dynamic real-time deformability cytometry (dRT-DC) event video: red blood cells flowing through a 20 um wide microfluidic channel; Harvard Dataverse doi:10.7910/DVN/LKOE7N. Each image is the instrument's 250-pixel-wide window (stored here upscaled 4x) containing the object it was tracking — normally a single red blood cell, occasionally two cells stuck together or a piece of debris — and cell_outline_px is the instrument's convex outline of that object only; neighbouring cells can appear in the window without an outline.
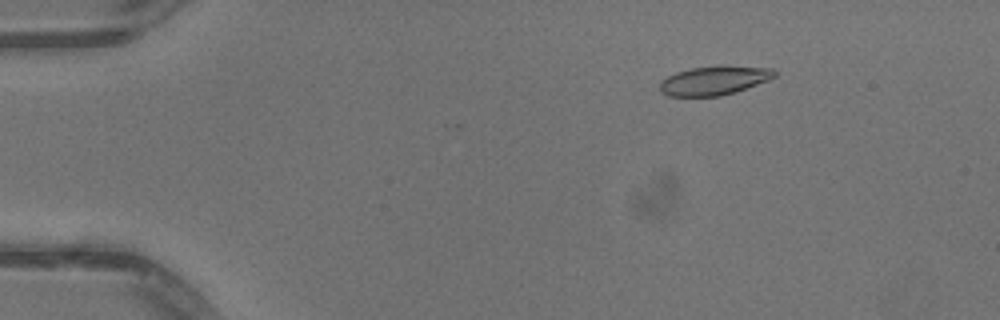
{"species": "common noctule bat (a hibernating species)", "species_latin": "Nyctalus noctula", "temperature_condition": "warm", "stored_images_in_passage": 45, "camera_frame_rate_fps": 3000, "um_per_image_px": 0.085, "animal": {"sex": "male", "body_mass_g": 13.3}, "frame": {"image": 1, "passage_image": 2, "time_ms": 0.333, "image_size_px": [1000, 320], "cell_outline_px": [[776, 76], [768, 80], [720, 96], [668, 96], [660, 92], [660, 80], [676, 72], [692, 68], [716, 64], [720, 64], [772, 68], [776, 72]], "centroid_in_image_um": [60.68, 6.81], "position_along_channel_um": 24.3, "area_um2": 19.54}}
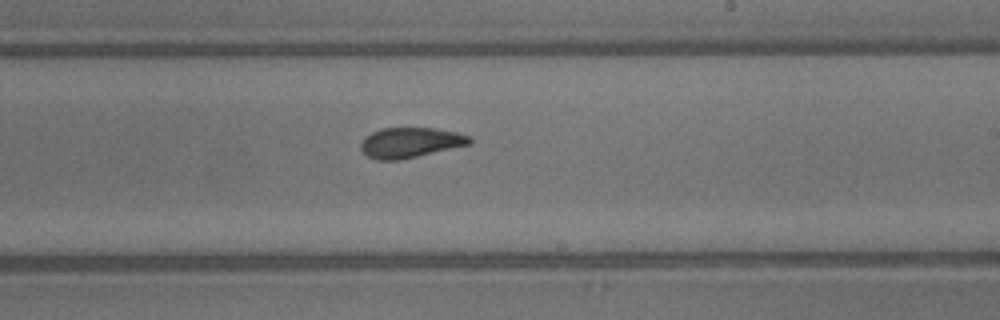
{"frame": {"image": 2, "passage_image": 25, "time_ms": 8.0, "image_size_px": [1000, 320], "cell_outline_px": [[472, 144], [400, 160], [376, 160], [368, 156], [360, 148], [360, 144], [364, 136], [380, 128], [436, 128], [456, 132], [472, 136]], "centroid_in_image_um": [34.89, 12.11], "position_along_channel_um": 254.1, "area_um2": 19.36}}
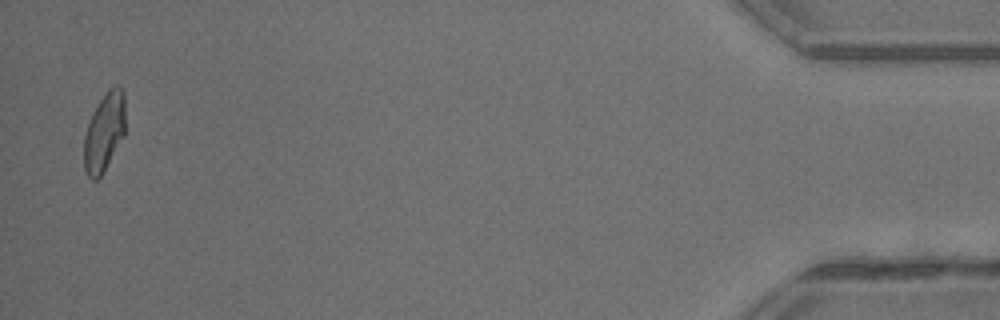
{"frame": {"image": 3, "passage_image": 44, "time_ms": 14.333, "image_size_px": [1000, 320], "cell_outline_px": [[124, 136], [100, 176], [96, 180], [92, 180], [88, 176], [84, 168], [84, 136], [92, 112], [108, 88], [116, 84], [120, 84], [124, 88]], "centroid_in_image_um": [8.86, 11.17], "position_along_channel_um": 426.3, "area_um2": 18.9}, "authors_computed_cell_mechanics": {"area_um2": 19.7098, "velocity_mm_per_s": 4.1136, "shape_relaxation_time_tau1_ms": 4.1879, "shape_relaxation_time_tau2_ms": 1.3508, "deformation_change_tau1": 0.1592, "deformation_change_tau2": 0.0734}}